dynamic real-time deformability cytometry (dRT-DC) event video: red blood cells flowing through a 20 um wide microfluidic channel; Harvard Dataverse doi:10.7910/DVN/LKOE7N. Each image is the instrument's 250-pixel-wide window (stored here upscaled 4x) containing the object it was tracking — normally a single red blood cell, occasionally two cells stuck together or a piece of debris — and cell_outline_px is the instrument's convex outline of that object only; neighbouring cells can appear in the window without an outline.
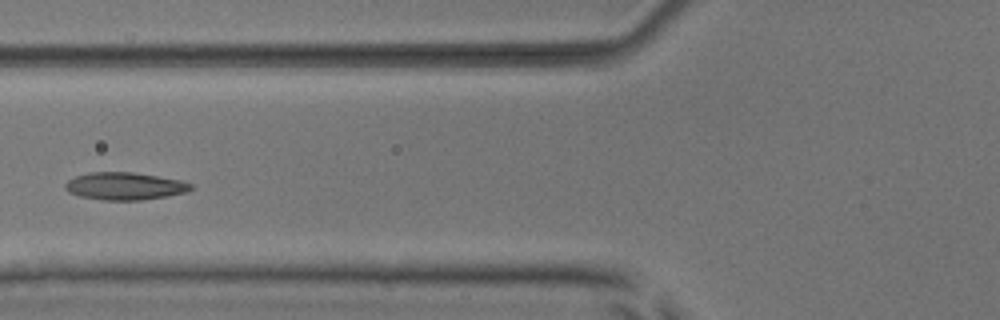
{"species": "common noctule bat (a hibernating species)", "species_latin": "Nyctalus noctula", "temperature_condition": "room temperature", "stored_images_in_passage": 5, "camera_frame_rate_fps": 3000, "um_per_image_px": 0.085, "animal": {"sex": "male", "body_mass_g": 17.9, "forearm_length_mm": 54.2}, "frame": {"image": 1, "passage_image": 4, "time_ms": 3.667, "image_size_px": [1000, 320], "cell_outline_px": [[196, 184], [188, 192], [168, 196], [140, 200], [104, 200], [80, 196], [68, 192], [64, 188], [64, 184], [68, 180], [76, 176], [92, 172], [132, 172], [180, 180]], "centroid_in_image_um": [10.63, 15.82], "position_along_channel_um": 115.2, "area_um2": 20.17}}
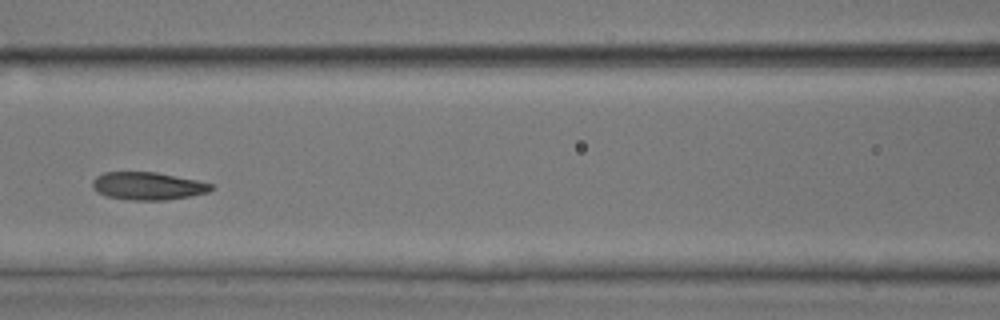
{"frame": {"image": 2, "passage_image": 5, "time_ms": 4.667, "image_size_px": [1000, 320], "cell_outline_px": [[216, 188], [208, 192], [188, 196], [164, 200], [132, 200], [108, 196], [96, 192], [92, 184], [92, 180], [96, 176], [104, 172], [156, 172], [196, 180], [212, 184]], "centroid_in_image_um": [12.56, 15.8], "position_along_channel_um": 154.0, "area_um2": 19.07}}